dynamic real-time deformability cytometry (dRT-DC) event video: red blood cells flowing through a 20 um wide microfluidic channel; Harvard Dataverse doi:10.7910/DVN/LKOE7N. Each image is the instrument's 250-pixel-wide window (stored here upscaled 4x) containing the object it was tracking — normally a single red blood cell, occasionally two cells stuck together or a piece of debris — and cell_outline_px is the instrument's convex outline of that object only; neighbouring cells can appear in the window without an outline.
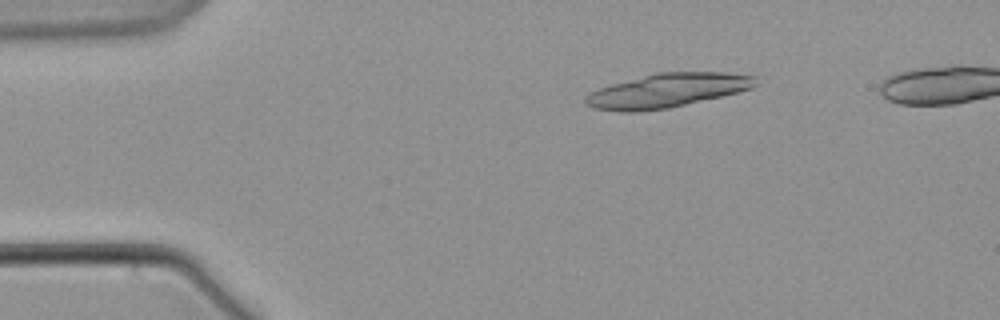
{"species": "common noctule bat (a hibernating species)", "species_latin": "Nyctalus noctula", "temperature_condition": "warm", "stored_images_in_passage": 15, "camera_frame_rate_fps": 3000, "um_per_image_px": 0.085, "animal": {"sex": "male", "body_mass_g": 21.5, "forearm_length_mm": 52.0}, "frame": {"image": 1, "passage_image": 1, "time_ms": 0.0, "image_size_px": [1000, 320], "cell_outline_px": [[760, 84], [752, 88], [720, 96], [668, 108], [636, 112], [620, 112], [592, 108], [584, 100], [584, 96], [600, 88], [612, 84], [656, 72], [724, 72], [756, 76]], "centroid_in_image_um": [56.73, 7.69], "position_along_channel_um": 28.3, "area_um2": 33.52}}